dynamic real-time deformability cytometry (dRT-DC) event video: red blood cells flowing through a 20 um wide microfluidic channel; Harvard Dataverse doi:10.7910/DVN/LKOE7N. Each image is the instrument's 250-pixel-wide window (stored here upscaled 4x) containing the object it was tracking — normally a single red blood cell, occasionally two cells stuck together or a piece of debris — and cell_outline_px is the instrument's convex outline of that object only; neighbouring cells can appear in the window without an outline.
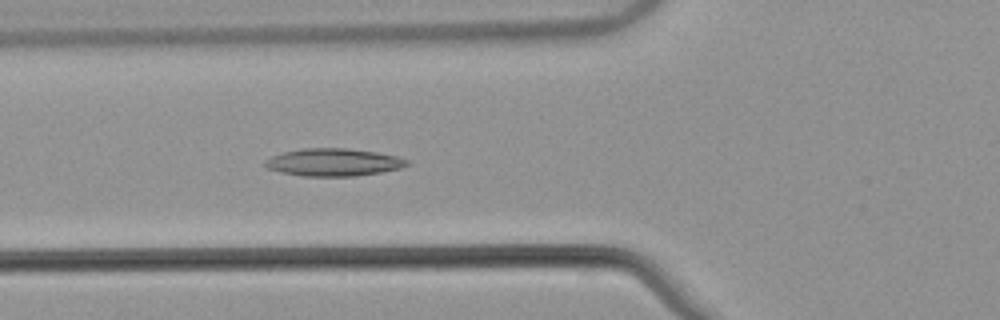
{"species": "common noctule bat (a hibernating species)", "species_latin": "Nyctalus noctula", "temperature_condition": "warm", "stored_images_in_passage": 43, "camera_frame_rate_fps": 3000, "um_per_image_px": 0.085, "animal": {"sex": "male", "body_mass_g": 21.5, "forearm_length_mm": 52.0}, "frame": {"image": 1, "passage_image": 9, "time_ms": 2.667, "image_size_px": [1000, 320], "cell_outline_px": [[408, 164], [400, 168], [380, 172], [356, 176], [300, 176], [280, 172], [268, 168], [264, 164], [264, 160], [272, 156], [284, 152], [304, 148], [348, 148], [376, 152], [396, 156], [408, 160]], "centroid_in_image_um": [28.32, 13.79], "position_along_channel_um": 97.5, "area_um2": 22.72}}
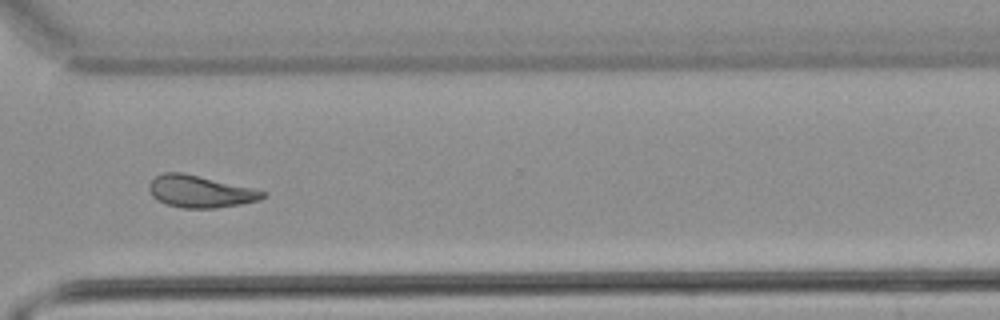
{"frame": {"image": 2, "passage_image": 29, "time_ms": 9.333, "image_size_px": [1000, 320], "cell_outline_px": [[268, 196], [260, 200], [240, 204], [216, 208], [184, 208], [168, 204], [152, 196], [148, 188], [148, 184], [156, 176], [164, 172], [184, 172], [256, 188], [268, 192]], "centroid_in_image_um": [17.09, 16.26], "position_along_channel_um": 353.5, "area_um2": 21.5}}
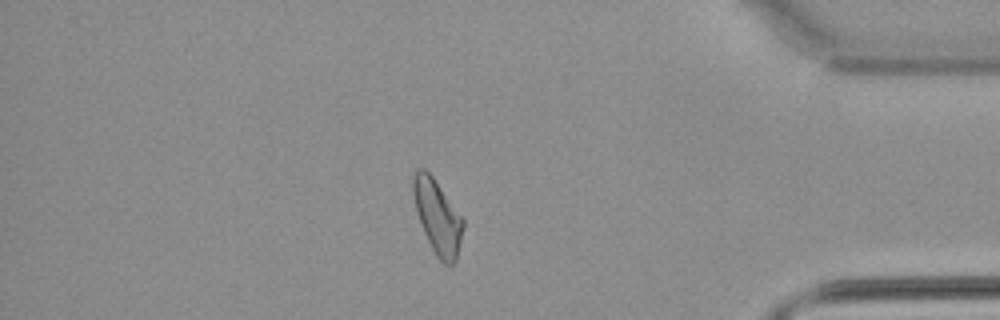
{"frame": {"image": 3, "passage_image": 35, "time_ms": 11.333, "image_size_px": [1000, 320], "cell_outline_px": [[464, 224], [456, 260], [448, 268], [436, 256], [424, 232], [416, 212], [412, 192], [412, 176], [420, 168], [424, 168], [432, 176], [464, 220]], "centroid_in_image_um": [37.17, 18.45], "position_along_channel_um": 398.0, "area_um2": 21.27}, "authors_computed_cell_mechanics": {"area_um2": 21.2704, "velocity_mm_per_s": 3.8382, "shape_relaxation_time_tau1_ms": 6.1384, "shape_relaxation_time_tau2_ms": 3.7658, "deformation_change_tau1": 0.1754, "deformation_change_tau2": 0.1213}}